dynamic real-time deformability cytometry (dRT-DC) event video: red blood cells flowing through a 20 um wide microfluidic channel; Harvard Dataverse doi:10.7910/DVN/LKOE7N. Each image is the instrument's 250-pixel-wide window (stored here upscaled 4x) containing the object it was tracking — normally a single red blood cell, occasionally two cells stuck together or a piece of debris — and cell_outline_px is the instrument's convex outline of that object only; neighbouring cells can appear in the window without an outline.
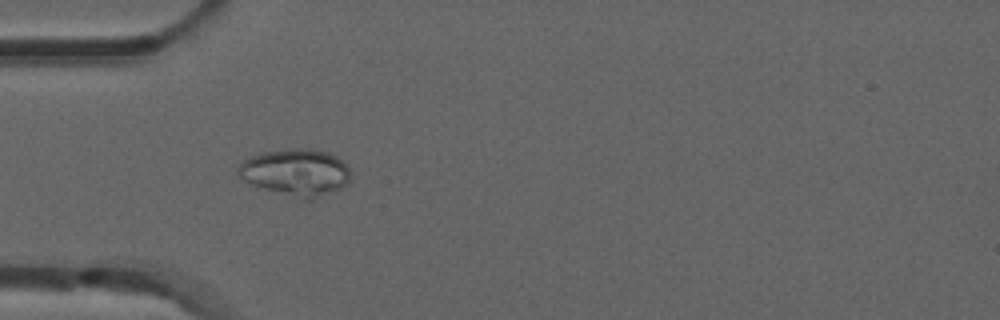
{"species": "common noctule bat (a hibernating species)", "species_latin": "Nyctalus noctula", "temperature_condition": "room temperature", "stored_images_in_passage": 5, "camera_frame_rate_fps": 3000, "um_per_image_px": 0.085, "animal": {"sex": "male", "forearm_length_mm": 52.5}, "frame": {"image": 1, "passage_image": 5, "time_ms": 1.333, "image_size_px": [1000, 320], "cell_outline_px": [[348, 180], [340, 188], [312, 200], [300, 200], [252, 184], [244, 180], [236, 172], [236, 168], [244, 160], [252, 156], [264, 152], [296, 148], [308, 148], [328, 152], [336, 156], [348, 168]], "centroid_in_image_um": [25.11, 14.66], "position_along_channel_um": 59.9, "area_um2": 30.4}}